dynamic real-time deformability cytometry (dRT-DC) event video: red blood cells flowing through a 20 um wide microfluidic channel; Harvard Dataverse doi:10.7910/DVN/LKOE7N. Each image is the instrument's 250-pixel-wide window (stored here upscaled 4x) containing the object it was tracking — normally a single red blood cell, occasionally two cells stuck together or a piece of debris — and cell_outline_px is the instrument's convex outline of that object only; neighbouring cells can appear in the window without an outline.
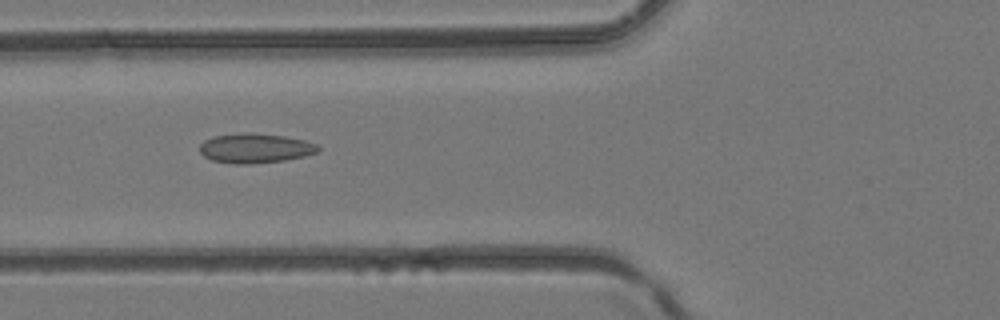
{"species": "common noctule bat (a hibernating species)", "species_latin": "Nyctalus noctula", "temperature_condition": "room temperature", "stored_images_in_passage": 43, "camera_frame_rate_fps": 3000, "um_per_image_px": 0.085, "animal": {"sex": "female", "body_mass_g": 24.6, "forearm_length_mm": 56.2}, "frame": {"image": 1, "passage_image": 17, "time_ms": 5.333, "image_size_px": [1000, 320], "cell_outline_px": [[320, 148], [316, 152], [304, 156], [284, 160], [248, 164], [236, 164], [212, 160], [204, 156], [200, 152], [200, 144], [204, 140], [212, 136], [244, 132], [252, 132], [284, 136], [304, 140], [316, 144]], "centroid_in_image_um": [21.66, 12.58], "position_along_channel_um": 104.1, "area_um2": 20.4}}
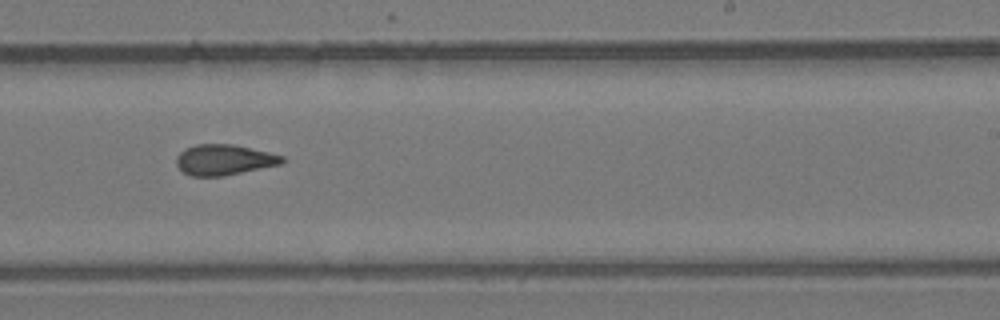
{"frame": {"image": 2, "passage_image": 27, "time_ms": 8.667, "image_size_px": [1000, 320], "cell_outline_px": [[284, 160], [280, 164], [224, 176], [192, 176], [184, 172], [176, 164], [176, 156], [184, 148], [196, 144], [232, 144], [268, 152], [284, 156]], "centroid_in_image_um": [19.01, 13.58], "position_along_channel_um": 270.0, "area_um2": 18.73}}
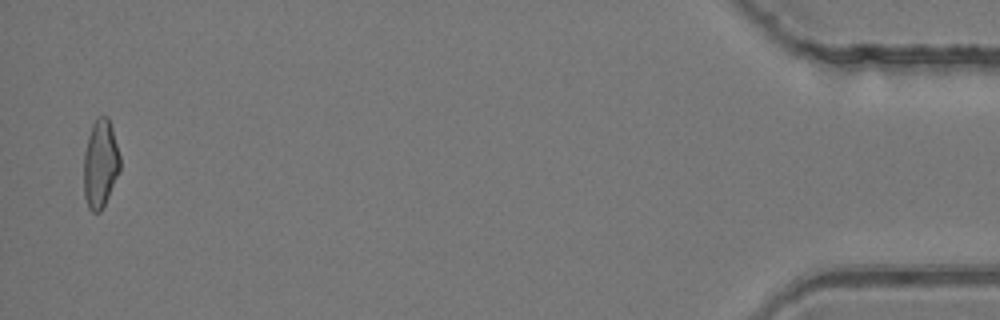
{"frame": {"image": 3, "passage_image": 42, "time_ms": 13.667, "image_size_px": [1000, 320], "cell_outline_px": [[120, 172], [100, 212], [92, 212], [88, 208], [84, 196], [84, 152], [88, 136], [92, 124], [100, 116], [108, 116], [112, 128], [120, 156]], "centroid_in_image_um": [8.53, 13.93], "position_along_channel_um": 426.7, "area_um2": 18.61}}